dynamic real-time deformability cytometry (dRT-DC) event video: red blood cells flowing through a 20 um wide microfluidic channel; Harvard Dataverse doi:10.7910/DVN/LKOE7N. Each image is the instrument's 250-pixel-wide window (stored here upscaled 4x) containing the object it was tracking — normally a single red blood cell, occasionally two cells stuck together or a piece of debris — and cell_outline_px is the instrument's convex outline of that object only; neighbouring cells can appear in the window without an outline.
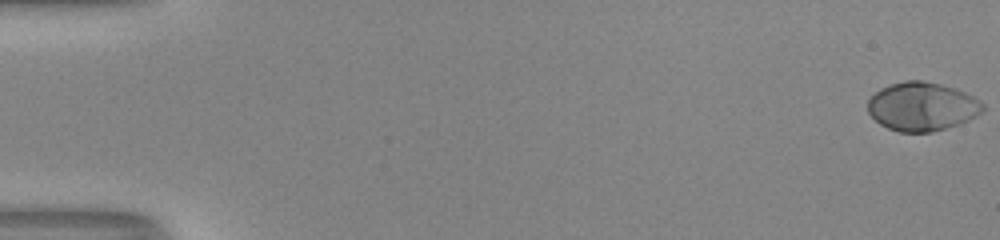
{"species": "human", "species_latin": "Homo sapiens", "temperature_condition": "room temperature", "stored_images_in_passage": 54, "camera_frame_rate_fps": 3000, "um_per_image_px": 0.085, "donor": {"sex": "male"}, "frame": {"image": 1, "passage_image": 1, "time_ms": 0.0, "image_size_px": [1000, 240], "cell_outline_px": [[984, 108], [976, 116], [968, 120], [932, 132], [900, 132], [888, 128], [880, 124], [868, 112], [868, 100], [880, 88], [904, 80], [924, 80], [940, 84], [964, 92], [980, 100], [984, 104]], "centroid_in_image_um": [78.36, 9.05], "position_along_channel_um": 6.6, "area_um2": 32.31}}
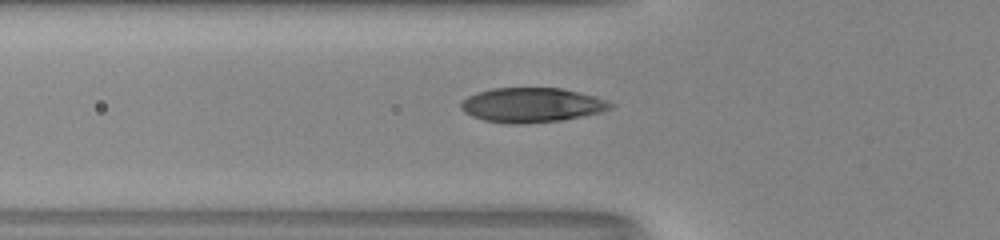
{"frame": {"image": 2, "passage_image": 21, "time_ms": 6.667, "image_size_px": [1000, 240], "cell_outline_px": [[616, 104], [612, 108], [600, 112], [560, 120], [512, 124], [508, 124], [484, 120], [472, 116], [464, 112], [460, 108], [460, 104], [468, 96], [476, 92], [492, 88], [560, 88], [596, 96]], "centroid_in_image_um": [45.18, 8.92], "position_along_channel_um": 80.6, "area_um2": 29.94}}
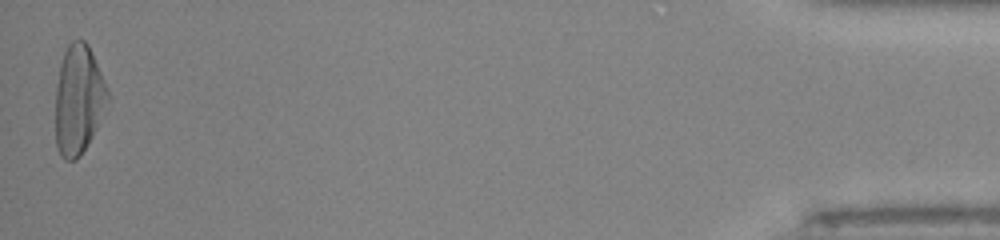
{"frame": {"image": 3, "passage_image": 54, "time_ms": 17.667, "image_size_px": [1000, 240], "cell_outline_px": [[108, 96], [96, 128], [88, 144], [80, 156], [76, 160], [64, 160], [60, 156], [56, 144], [56, 88], [60, 64], [64, 52], [68, 44], [72, 40], [84, 40], [88, 44], [92, 52], [108, 88]], "centroid_in_image_um": [6.65, 8.46], "position_along_channel_um": 428.5, "area_um2": 32.95}, "authors_computed_cell_mechanics": {"area_um2": 30.7207, "velocity_mm_per_s": 4.009, "shape_relaxation_time_tau1_ms": 3.4929, "shape_relaxation_time_tau2_ms": null, "deformation_change_tau1": 0.2188, "deformation_change_tau2": null}}